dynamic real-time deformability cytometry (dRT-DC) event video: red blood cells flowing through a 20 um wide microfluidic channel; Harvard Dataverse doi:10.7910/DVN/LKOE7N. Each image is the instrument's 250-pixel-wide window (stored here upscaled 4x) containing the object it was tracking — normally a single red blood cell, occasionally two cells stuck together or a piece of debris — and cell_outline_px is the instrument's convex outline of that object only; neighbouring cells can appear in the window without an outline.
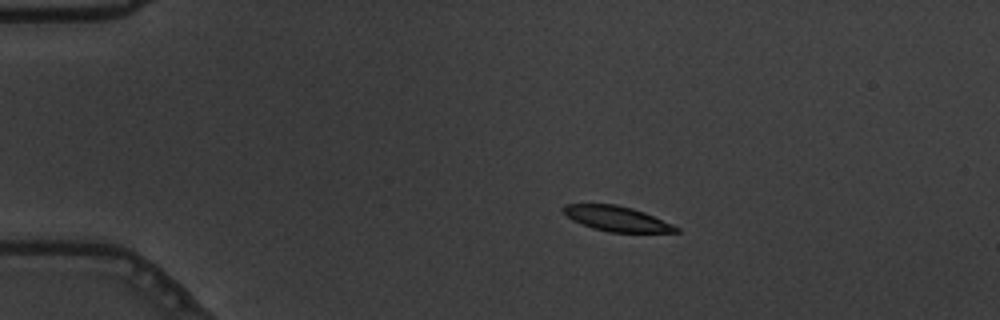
{"species": "common noctule bat (a hibernating species)", "species_latin": "Nyctalus noctula", "temperature_condition": "warm", "stored_images_in_passage": 57, "camera_frame_rate_fps": 3000, "um_per_image_px": 0.085, "animal": {"sex": "male", "body_mass_g": 19.5, "forearm_length_mm": 54.6}, "frame": {"image": 1, "passage_image": 12, "time_ms": 3.667, "image_size_px": [1000, 320], "cell_outline_px": [[680, 232], [608, 232], [592, 228], [572, 220], [560, 208], [564, 204], [616, 204], [632, 208], [644, 212], [672, 224], [680, 228]], "centroid_in_image_um": [52.41, 18.58], "position_along_channel_um": 32.6, "area_um2": 16.42}}
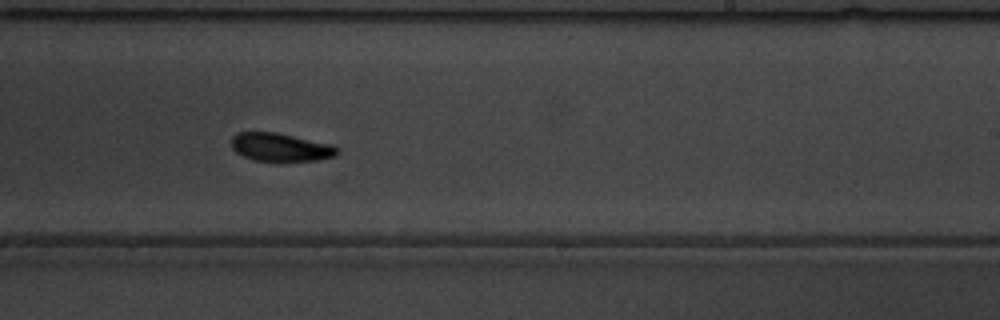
{"frame": {"image": 2, "passage_image": 36, "time_ms": 11.667, "image_size_px": [1000, 320], "cell_outline_px": [[340, 152], [336, 156], [316, 160], [280, 164], [252, 160], [236, 152], [232, 148], [232, 136], [236, 132], [276, 132], [332, 144], [340, 148]], "centroid_in_image_um": [23.88, 12.56], "position_along_channel_um": 265.1, "area_um2": 18.26}}
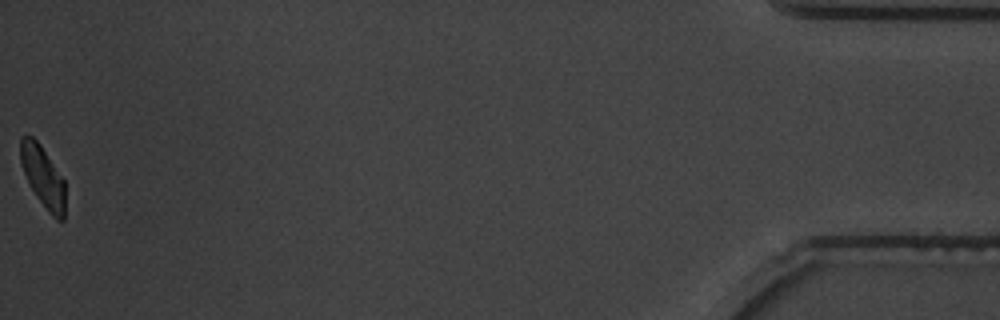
{"frame": {"image": 3, "passage_image": 57, "time_ms": 18.667, "image_size_px": [1000, 320], "cell_outline_px": [[64, 220], [56, 220], [48, 212], [36, 196], [28, 184], [20, 160], [20, 136], [32, 136], [40, 144], [64, 180]], "centroid_in_image_um": [3.63, 15.02], "position_along_channel_um": 431.6, "area_um2": 15.84}, "authors_computed_cell_mechanics": {"area_um2": 17.4556, "velocity_mm_per_s": 3.6637, "shape_relaxation_time_tau1_ms": 2.0867, "shape_relaxation_time_tau2_ms": null, "deformation_change_tau1": 0.1055, "deformation_change_tau2": null}}